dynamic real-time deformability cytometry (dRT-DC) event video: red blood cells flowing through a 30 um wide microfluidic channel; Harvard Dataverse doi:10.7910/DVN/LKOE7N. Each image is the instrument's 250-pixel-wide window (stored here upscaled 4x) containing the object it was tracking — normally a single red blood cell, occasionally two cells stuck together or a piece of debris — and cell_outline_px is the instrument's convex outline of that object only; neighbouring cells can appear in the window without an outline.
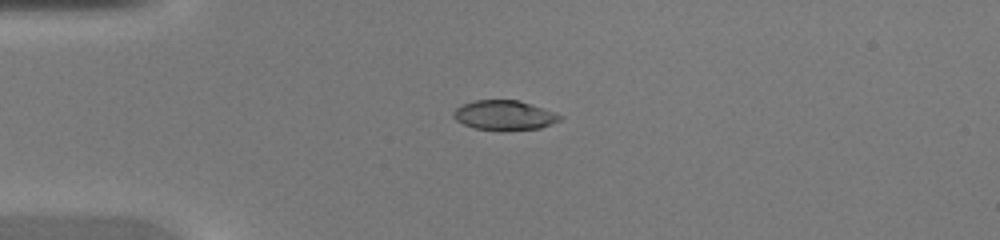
{"species": "common noctule bat (a hibernating species)", "species_latin": "Nyctalus noctula", "temperature_condition": "warm", "stored_images_in_passage": 34, "camera_frame_rate_fps": 3000, "um_per_image_px": 0.085, "animal": {"sex": "female", "body_mass_g": 20.0, "forearm_length_mm": 54.0}, "frame": {"image": 1, "passage_image": 1, "time_ms": 0.0, "image_size_px": [1000, 240], "cell_outline_px": [[564, 116], [560, 120], [552, 124], [540, 128], [504, 132], [500, 132], [472, 128], [456, 120], [452, 116], [452, 112], [456, 108], [464, 104], [476, 100], [516, 100]], "centroid_in_image_um": [42.83, 9.84], "position_along_channel_um": 42.2, "area_um2": 18.55}}
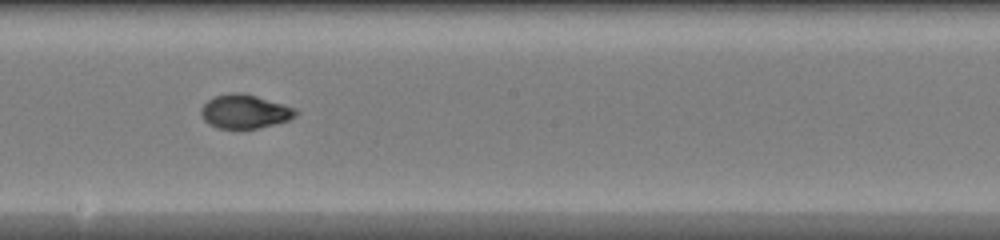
{"frame": {"image": 2, "passage_image": 15, "time_ms": 4.667, "image_size_px": [1000, 240], "cell_outline_px": [[300, 112], [296, 116], [288, 120], [256, 128], [220, 128], [208, 124], [204, 120], [200, 112], [200, 108], [208, 100], [216, 96], [232, 92], [244, 92], [284, 104], [296, 108]], "centroid_in_image_um": [20.81, 9.46], "position_along_channel_um": 227.4, "area_um2": 18.67}}
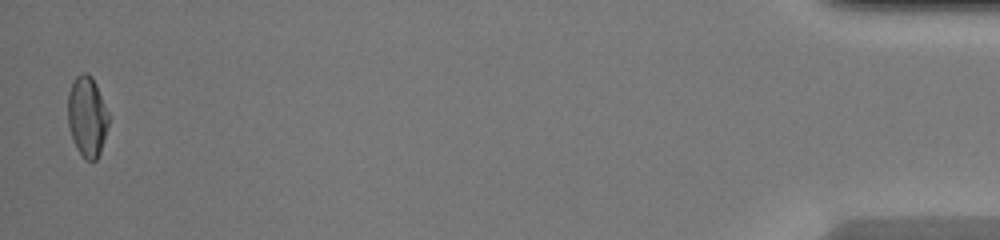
{"frame": {"image": 3, "passage_image": 34, "time_ms": 11.0, "image_size_px": [1000, 240], "cell_outline_px": [[108, 124], [100, 152], [96, 160], [84, 160], [76, 148], [72, 140], [68, 124], [68, 92], [72, 80], [80, 72], [88, 72], [92, 76], [96, 84], [108, 112]], "centroid_in_image_um": [7.38, 9.88], "position_along_channel_um": 427.8, "area_um2": 19.25}}